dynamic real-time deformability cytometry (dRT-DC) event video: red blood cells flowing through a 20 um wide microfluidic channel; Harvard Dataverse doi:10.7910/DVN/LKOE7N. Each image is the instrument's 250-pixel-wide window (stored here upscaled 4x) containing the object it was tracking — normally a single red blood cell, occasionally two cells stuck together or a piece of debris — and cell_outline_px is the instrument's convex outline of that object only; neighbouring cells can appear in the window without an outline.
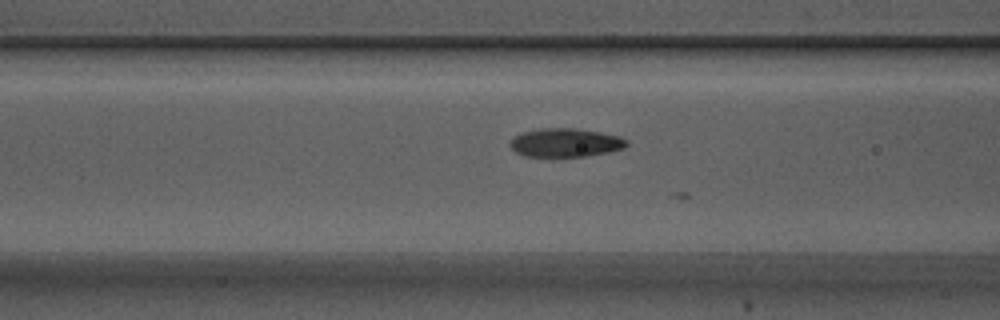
{"species": "Egyptian fruit bat (a non-hibernating species)", "species_latin": "Rousettus aegyptiacus", "temperature_condition": "warm", "stored_images_in_passage": 23, "camera_frame_rate_fps": 3000, "um_per_image_px": 0.085, "animal": {"sex": "male"}, "frame": {"image": 1, "passage_image": 14, "time_ms": 4.333, "image_size_px": [1000, 320], "cell_outline_px": [[628, 144], [624, 148], [608, 152], [584, 156], [524, 156], [516, 152], [508, 144], [508, 140], [512, 136], [524, 132], [540, 128], [576, 128], [600, 132], [620, 136], [628, 140]], "centroid_in_image_um": [48.04, 12.11], "position_along_channel_um": 118.6, "area_um2": 19.54}}
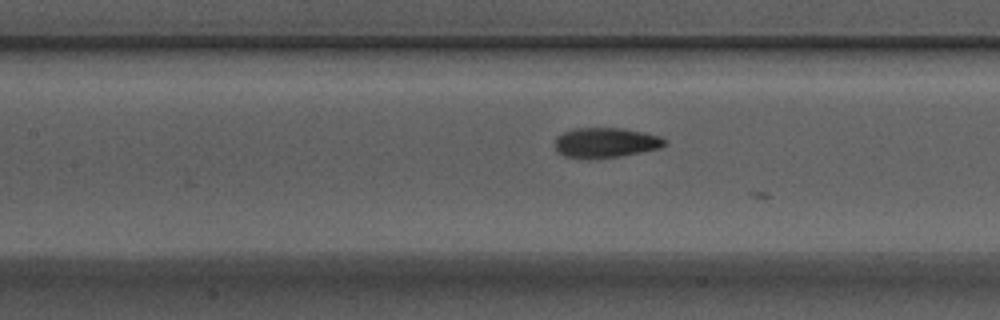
{"frame": {"image": 2, "passage_image": 17, "time_ms": 5.333, "image_size_px": [1000, 320], "cell_outline_px": [[668, 144], [660, 148], [620, 156], [596, 160], [588, 160], [564, 156], [556, 152], [556, 136], [572, 128], [624, 128], [644, 132], [660, 136], [668, 140]], "centroid_in_image_um": [51.48, 12.14], "position_along_channel_um": 155.9, "area_um2": 19.71}}
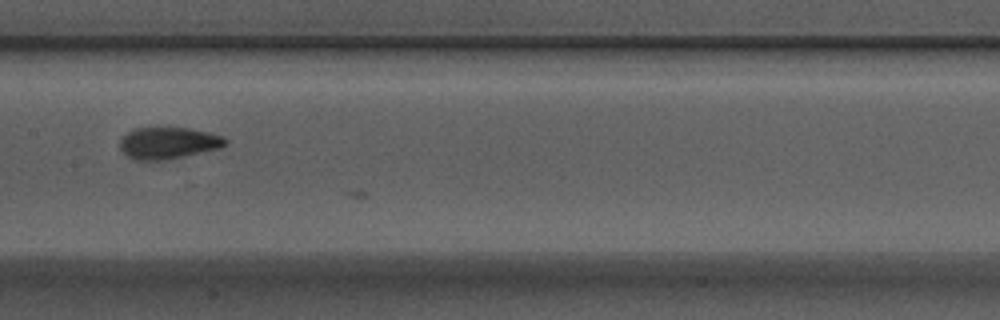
{"frame": {"image": 3, "passage_image": 20, "time_ms": 6.333, "image_size_px": [1000, 320], "cell_outline_px": [[228, 144], [220, 148], [184, 156], [164, 160], [136, 160], [128, 156], [120, 148], [120, 140], [128, 132], [136, 128], [188, 128], [208, 132], [224, 136], [228, 140]], "centroid_in_image_um": [14.34, 12.15], "position_along_channel_um": 193.1, "area_um2": 19.36}}